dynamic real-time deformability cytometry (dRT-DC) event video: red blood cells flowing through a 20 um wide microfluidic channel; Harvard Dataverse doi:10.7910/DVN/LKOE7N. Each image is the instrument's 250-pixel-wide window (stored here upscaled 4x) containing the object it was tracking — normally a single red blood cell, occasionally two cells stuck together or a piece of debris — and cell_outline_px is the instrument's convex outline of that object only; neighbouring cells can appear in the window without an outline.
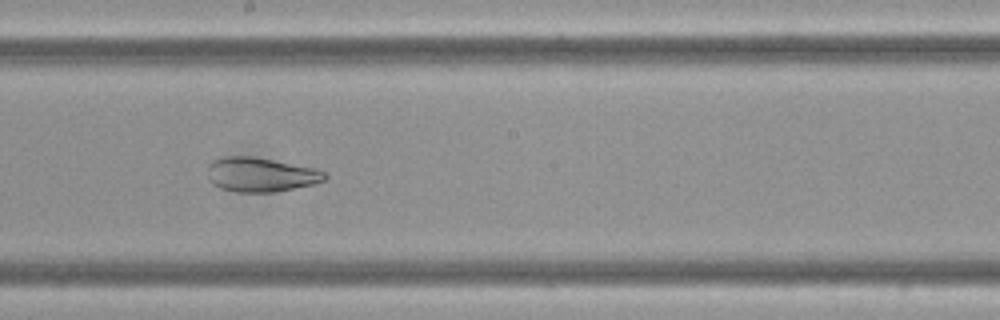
{"species": "Egyptian fruit bat (a non-hibernating species)", "species_latin": "Rousettus aegyptiacus", "temperature_condition": "cold", "stored_images_in_passage": 14, "camera_frame_rate_fps": 3000, "um_per_image_px": 0.085, "frame": {"image": 1, "passage_image": 7, "time_ms": 2.0, "image_size_px": [1000, 320], "cell_outline_px": [[328, 176], [324, 180], [312, 184], [272, 192], [236, 192], [220, 188], [212, 184], [208, 180], [208, 164], [224, 156], [252, 156], [316, 168], [324, 172]], "centroid_in_image_um": [22.13, 14.84], "position_along_channel_um": 226.1, "area_um2": 23.35}}